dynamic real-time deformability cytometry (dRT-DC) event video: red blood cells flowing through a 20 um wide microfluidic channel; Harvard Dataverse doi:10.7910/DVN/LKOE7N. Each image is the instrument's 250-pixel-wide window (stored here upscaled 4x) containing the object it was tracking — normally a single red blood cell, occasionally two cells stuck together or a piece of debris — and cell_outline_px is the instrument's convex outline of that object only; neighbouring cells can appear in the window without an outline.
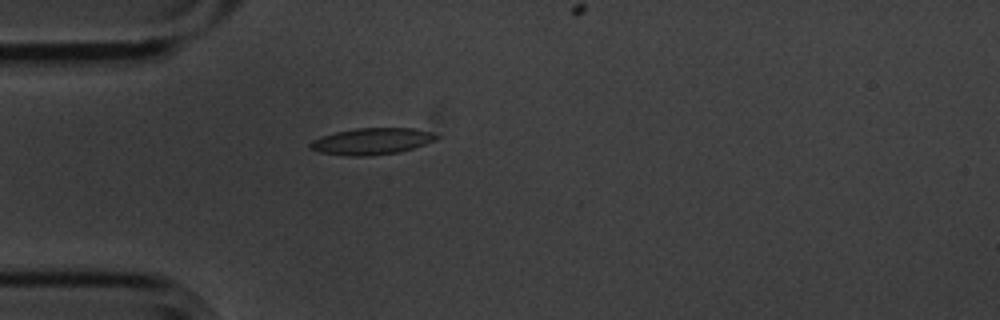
{"species": "common noctule bat (a hibernating species)", "species_latin": "Nyctalus noctula", "temperature_condition": "cold", "stored_images_in_passage": 1, "camera_frame_rate_fps": 3000, "um_per_image_px": 0.085, "animal": {"sex": "male", "body_mass_g": 20.1, "forearm_length_mm": 53.5}, "frame": {"image": 1, "passage_image": 1, "time_ms": 0.0, "image_size_px": [1000, 320], "cell_outline_px": [[440, 136], [436, 140], [400, 152], [372, 156], [348, 156], [320, 152], [308, 148], [308, 144], [312, 140], [320, 136], [336, 132], [356, 128], [412, 128], [432, 132]], "centroid_in_image_um": [31.58, 12.01], "position_along_channel_um": 53.4, "area_um2": 19.65}}